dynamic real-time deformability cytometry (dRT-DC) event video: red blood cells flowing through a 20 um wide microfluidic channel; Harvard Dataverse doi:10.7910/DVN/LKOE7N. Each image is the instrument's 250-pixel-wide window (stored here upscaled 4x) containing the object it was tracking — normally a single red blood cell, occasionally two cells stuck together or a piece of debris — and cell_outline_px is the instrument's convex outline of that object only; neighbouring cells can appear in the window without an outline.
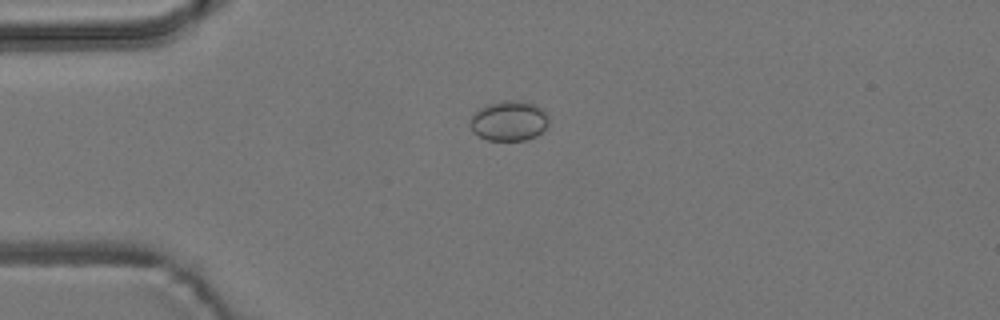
{"species": "common noctule bat (a hibernating species)", "species_latin": "Nyctalus noctula", "temperature_condition": "room temperature", "stored_images_in_passage": 4, "camera_frame_rate_fps": 3000, "um_per_image_px": 0.085, "animal": {"sex": "male", "body_mass_g": 19.2, "forearm_length_mm": 51.8}, "frame": {"image": 1, "passage_image": 2, "time_ms": 1.0, "image_size_px": [1000, 320], "cell_outline_px": [[548, 124], [536, 136], [524, 140], [488, 140], [472, 132], [472, 116], [480, 108], [488, 104], [504, 100], [524, 100], [536, 104], [544, 108], [548, 112]], "centroid_in_image_um": [43.33, 10.24], "position_along_channel_um": 41.7, "area_um2": 18.38}}
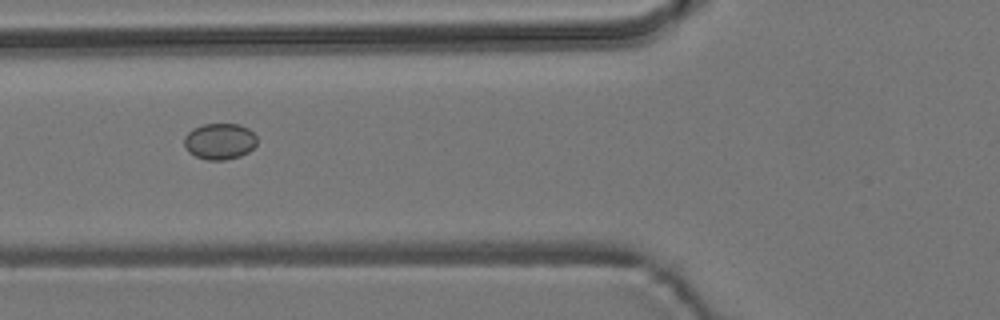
{"frame": {"image": 2, "passage_image": 4, "time_ms": 3.333, "image_size_px": [1000, 320], "cell_outline_px": [[256, 144], [248, 152], [240, 156], [224, 160], [208, 160], [196, 156], [188, 152], [184, 144], [184, 136], [192, 128], [204, 124], [240, 124], [248, 128], [256, 136]], "centroid_in_image_um": [18.66, 12.0], "position_along_channel_um": 107.1, "area_um2": 15.37}}